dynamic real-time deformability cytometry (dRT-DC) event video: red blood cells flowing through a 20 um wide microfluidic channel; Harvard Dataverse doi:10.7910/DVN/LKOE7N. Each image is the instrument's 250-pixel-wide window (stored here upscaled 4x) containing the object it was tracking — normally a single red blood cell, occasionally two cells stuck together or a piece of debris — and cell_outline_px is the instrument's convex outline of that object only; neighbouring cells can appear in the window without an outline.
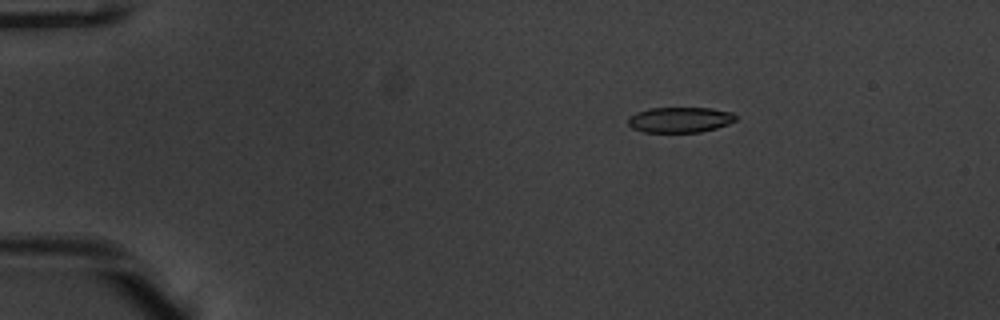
{"species": "common noctule bat (a hibernating species)", "species_latin": "Nyctalus noctula", "temperature_condition": "warm", "stored_images_in_passage": 45, "camera_frame_rate_fps": 3000, "um_per_image_px": 0.085, "animal": {"sex": "male", "body_mass_g": 20.1, "forearm_length_mm": 53.5}, "frame": {"image": 1, "passage_image": 1, "time_ms": 0.0, "image_size_px": [1000, 320], "cell_outline_px": [[736, 120], [728, 124], [716, 128], [700, 132], [644, 132], [632, 128], [628, 124], [628, 116], [636, 112], [648, 108], [712, 108], [732, 112], [736, 116]], "centroid_in_image_um": [57.78, 10.17], "position_along_channel_um": 27.2, "area_um2": 16.07}}
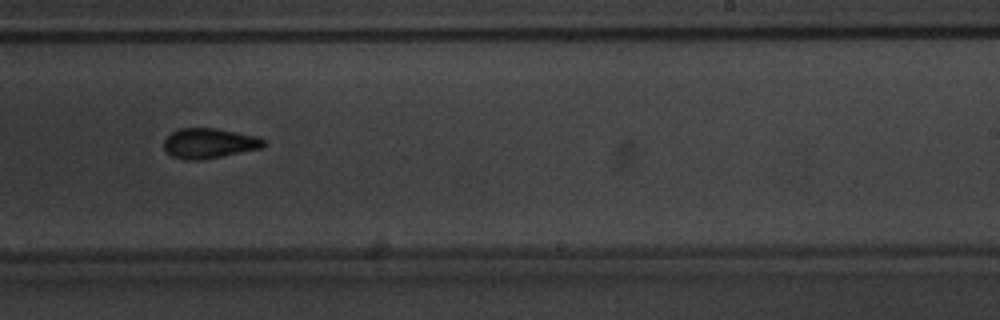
{"frame": {"image": 2, "passage_image": 26, "time_ms": 8.333, "image_size_px": [1000, 320], "cell_outline_px": [[268, 144], [260, 148], [204, 160], [184, 160], [172, 156], [164, 148], [164, 140], [172, 132], [180, 128], [216, 128], [256, 136], [264, 140]], "centroid_in_image_um": [17.77, 12.18], "position_along_channel_um": 271.2, "area_um2": 17.46}}
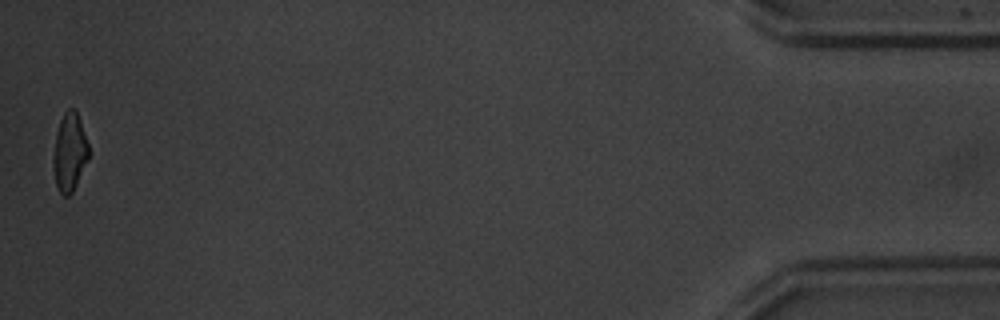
{"frame": {"image": 3, "passage_image": 45, "time_ms": 14.667, "image_size_px": [1000, 320], "cell_outline_px": [[88, 160], [72, 192], [68, 196], [64, 196], [60, 192], [56, 184], [52, 164], [52, 160], [56, 132], [60, 120], [64, 112], [68, 108], [76, 108], [88, 144]], "centroid_in_image_um": [5.9, 12.91], "position_along_channel_um": 429.3, "area_um2": 16.13}, "authors_computed_cell_mechanics": {"area_um2": 17.34, "velocity_mm_per_s": 3.8279, "shape_relaxation_time_tau1_ms": 3.8205, "shape_relaxation_time_tau2_ms": 1.5158, "deformation_change_tau1": 0.1554, "deformation_change_tau2": 0.0745}}